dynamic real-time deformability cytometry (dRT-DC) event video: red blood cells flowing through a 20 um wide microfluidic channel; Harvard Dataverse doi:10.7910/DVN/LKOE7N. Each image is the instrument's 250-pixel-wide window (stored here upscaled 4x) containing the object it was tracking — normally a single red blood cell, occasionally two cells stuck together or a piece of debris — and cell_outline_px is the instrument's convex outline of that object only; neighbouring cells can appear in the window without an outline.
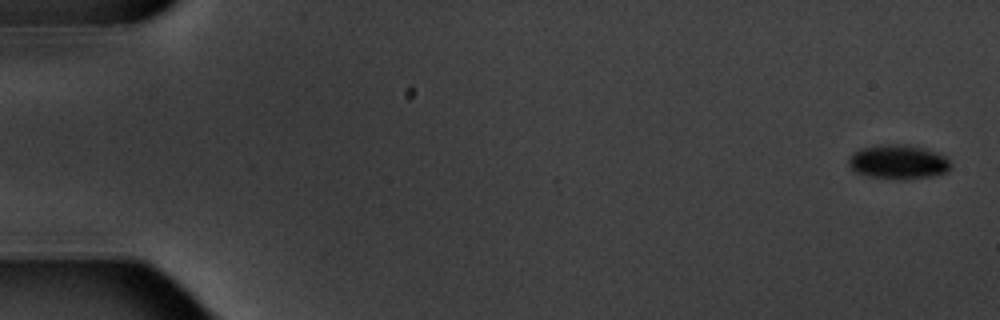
{"species": "common noctule bat (a hibernating species)", "species_latin": "Nyctalus noctula", "temperature_condition": "warm", "stored_images_in_passage": 6, "camera_frame_rate_fps": 3000, "um_per_image_px": 0.085, "animal": {"sex": "male", "body_mass_g": 20.1, "forearm_length_mm": 53.5}, "frame": {"image": 1, "passage_image": 1, "time_ms": 0.0, "image_size_px": [1000, 320], "cell_outline_px": [[952, 168], [948, 172], [932, 176], [900, 180], [872, 176], [856, 172], [848, 164], [848, 160], [852, 152], [860, 148], [876, 144], [908, 144], [924, 148], [936, 152], [944, 156], [952, 164]], "centroid_in_image_um": [76.36, 13.75], "position_along_channel_um": 8.6, "area_um2": 20.63}}
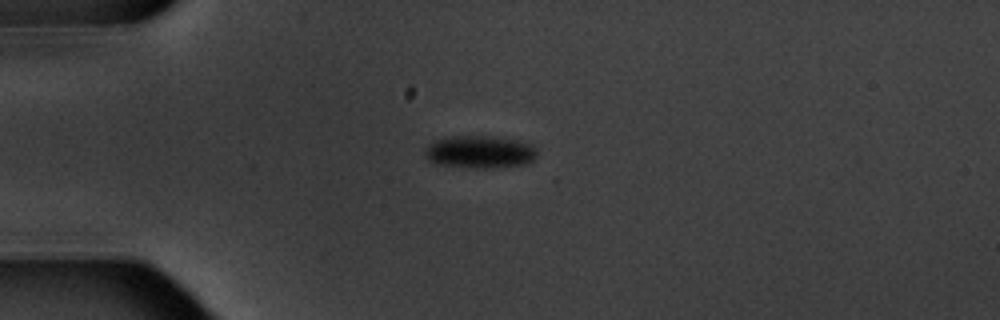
{"frame": {"image": 2, "passage_image": 5, "time_ms": 4.667, "image_size_px": [1000, 320], "cell_outline_px": [[536, 156], [532, 160], [520, 164], [492, 168], [480, 168], [440, 164], [428, 160], [424, 156], [424, 148], [428, 144], [436, 140], [452, 136], [492, 136], [520, 140], [532, 144], [536, 148]], "centroid_in_image_um": [40.77, 12.89], "position_along_channel_um": 44.2, "area_um2": 21.21}}